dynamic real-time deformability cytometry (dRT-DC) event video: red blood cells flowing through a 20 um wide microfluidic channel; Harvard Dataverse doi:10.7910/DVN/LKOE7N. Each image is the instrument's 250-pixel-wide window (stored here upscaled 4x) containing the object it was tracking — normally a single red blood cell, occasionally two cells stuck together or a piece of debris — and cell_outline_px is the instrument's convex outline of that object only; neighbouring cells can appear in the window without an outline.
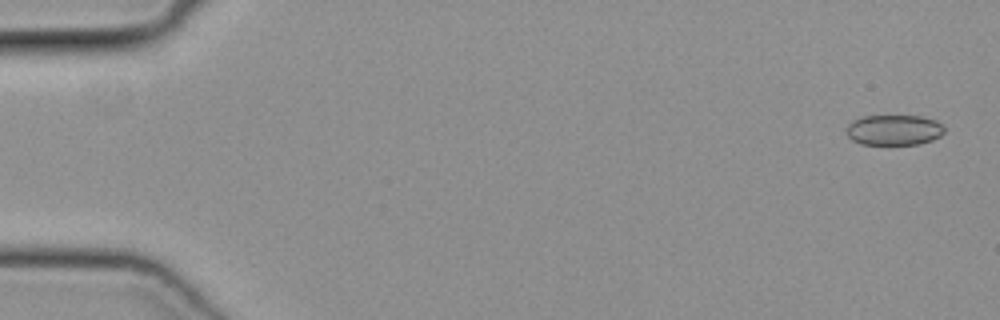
{"species": "common noctule bat (a hibernating species)", "species_latin": "Nyctalus noctula", "temperature_condition": "cold", "stored_images_in_passage": 15, "camera_frame_rate_fps": 3000, "um_per_image_px": 0.085, "animal": {"sex": "female", "body_mass_g": 19.3, "forearm_length_mm": 54.1}, "frame": {"image": 1, "passage_image": 2, "time_ms": 0.333, "image_size_px": [1000, 320], "cell_outline_px": [[944, 132], [940, 136], [932, 140], [920, 144], [888, 148], [860, 144], [852, 140], [848, 136], [848, 124], [852, 120], [864, 116], [920, 116], [936, 120], [944, 128]], "centroid_in_image_um": [75.97, 11.11], "position_along_channel_um": 9.0, "area_um2": 18.15}}
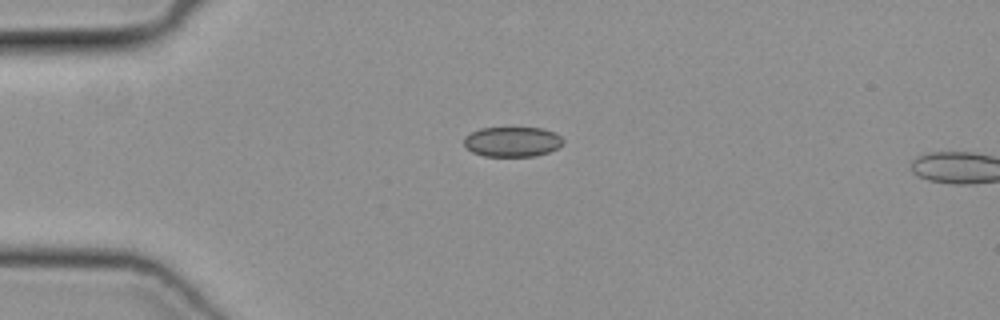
{"frame": {"image": 2, "passage_image": 13, "time_ms": 4.0, "image_size_px": [1000, 320], "cell_outline_px": [[564, 144], [548, 152], [536, 156], [484, 156], [472, 152], [464, 144], [464, 136], [480, 128], [544, 128], [560, 136], [564, 140]], "centroid_in_image_um": [43.55, 12.05], "position_along_channel_um": 41.5, "area_um2": 17.28}}